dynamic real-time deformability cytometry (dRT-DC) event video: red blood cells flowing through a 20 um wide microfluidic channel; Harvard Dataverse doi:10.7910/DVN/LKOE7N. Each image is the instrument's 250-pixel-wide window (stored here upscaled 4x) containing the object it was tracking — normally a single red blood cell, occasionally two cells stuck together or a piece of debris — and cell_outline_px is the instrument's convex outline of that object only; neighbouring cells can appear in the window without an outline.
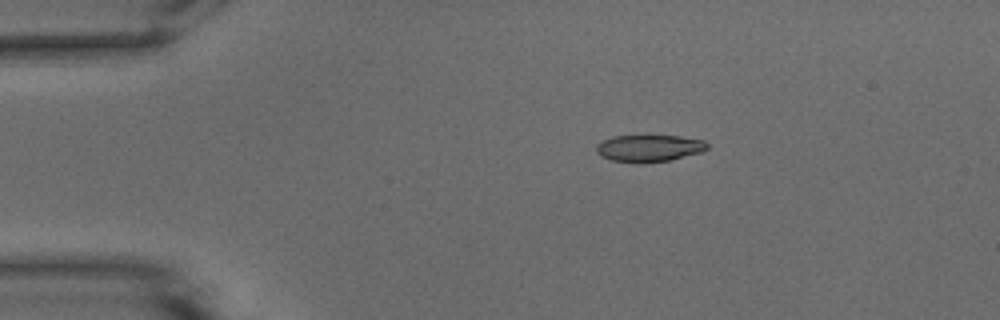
{"species": "common noctule bat (a hibernating species)", "species_latin": "Nyctalus noctula", "temperature_condition": "warm", "stored_images_in_passage": 44, "camera_frame_rate_fps": 3000, "um_per_image_px": 0.085, "animal": {"sex": "male", "body_mass_g": 15.6}, "frame": {"image": 1, "passage_image": 1, "time_ms": 0.0, "image_size_px": [1000, 320], "cell_outline_px": [[708, 148], [700, 152], [668, 160], [644, 164], [640, 164], [612, 160], [600, 156], [596, 152], [596, 144], [612, 136], [644, 132], [680, 136], [704, 140], [708, 144]], "centroid_in_image_um": [55.12, 12.54], "position_along_channel_um": 29.9, "area_um2": 18.44}}
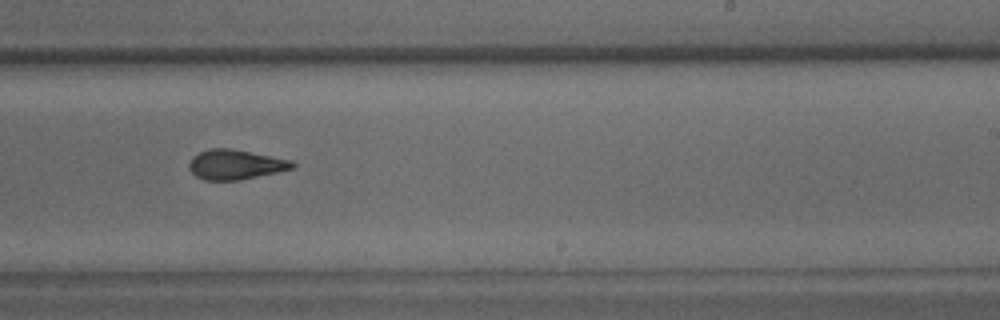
{"frame": {"image": 2, "passage_image": 24, "time_ms": 7.667, "image_size_px": [1000, 320], "cell_outline_px": [[296, 164], [292, 168], [276, 172], [240, 180], [204, 180], [196, 176], [188, 168], [188, 164], [192, 156], [200, 152], [212, 148], [232, 148], [292, 160]], "centroid_in_image_um": [19.99, 13.98], "position_along_channel_um": 269.0, "area_um2": 17.92}}
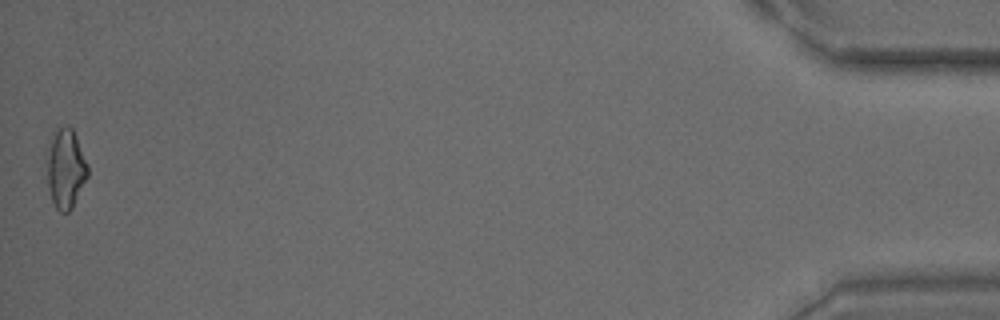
{"frame": {"image": 3, "passage_image": 44, "time_ms": 14.333, "image_size_px": [1000, 320], "cell_outline_px": [[88, 176], [72, 208], [68, 212], [60, 212], [56, 208], [52, 200], [48, 188], [48, 156], [52, 140], [56, 132], [60, 128], [68, 124], [72, 128], [76, 136], [88, 164]], "centroid_in_image_um": [5.62, 14.37], "position_along_channel_um": 429.6, "area_um2": 18.38}, "authors_computed_cell_mechanics": {"area_um2": 18.0914, "velocity_mm_per_s": 3.8088, "shape_relaxation_time_tau1_ms": 8.0163, "shape_relaxation_time_tau2_ms": 1.7651, "deformation_change_tau1": 0.2201, "deformation_change_tau2": 0.0869}}